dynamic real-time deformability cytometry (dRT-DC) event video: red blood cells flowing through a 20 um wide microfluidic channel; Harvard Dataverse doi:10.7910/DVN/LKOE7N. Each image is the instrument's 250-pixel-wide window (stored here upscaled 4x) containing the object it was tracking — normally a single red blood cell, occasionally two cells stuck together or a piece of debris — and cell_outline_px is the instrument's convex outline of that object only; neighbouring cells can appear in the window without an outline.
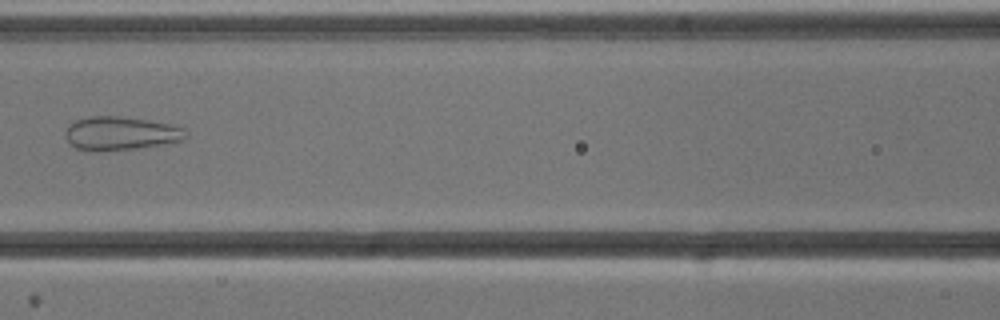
{"species": "common noctule bat (a hibernating species)", "species_latin": "Nyctalus noctula", "temperature_condition": "cold", "stored_images_in_passage": 8, "camera_frame_rate_fps": 3000, "um_per_image_px": 0.085, "animal": {"sex": "male", "body_mass_g": 13.3}, "frame": {"image": 1, "passage_image": 5, "time_ms": 4.667, "image_size_px": [1000, 320], "cell_outline_px": [[188, 136], [180, 140], [164, 144], [136, 148], [96, 152], [76, 148], [68, 140], [64, 132], [68, 124], [76, 120], [88, 116], [116, 116], [148, 120], [172, 124], [184, 128]], "centroid_in_image_um": [10.23, 11.33], "position_along_channel_um": 156.4, "area_um2": 23.58}}